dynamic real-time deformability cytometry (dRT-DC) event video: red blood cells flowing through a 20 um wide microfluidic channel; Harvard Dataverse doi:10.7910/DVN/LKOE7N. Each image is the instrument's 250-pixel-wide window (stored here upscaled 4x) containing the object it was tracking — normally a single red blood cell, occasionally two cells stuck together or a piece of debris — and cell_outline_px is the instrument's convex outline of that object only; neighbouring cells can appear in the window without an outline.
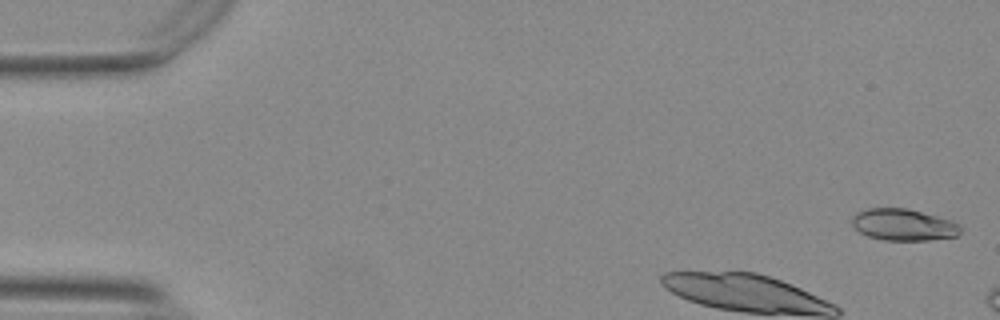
{"species": "Egyptian fruit bat (a non-hibernating species)", "species_latin": "Rousettus aegyptiacus", "temperature_condition": "warm", "stored_images_in_passage": 11, "camera_frame_rate_fps": 3000, "um_per_image_px": 0.085, "animal": {"sex": "female"}, "frame": {"image": 1, "passage_image": 2, "time_ms": 0.333, "image_size_px": [1000, 320], "cell_outline_px": [[960, 232], [956, 236], [928, 240], [884, 240], [868, 236], [860, 232], [852, 224], [852, 216], [856, 212], [868, 208], [908, 208], [936, 216], [948, 220], [956, 224], [960, 228]], "centroid_in_image_um": [76.73, 19.1], "position_along_channel_um": 8.3, "area_um2": 19.77}}